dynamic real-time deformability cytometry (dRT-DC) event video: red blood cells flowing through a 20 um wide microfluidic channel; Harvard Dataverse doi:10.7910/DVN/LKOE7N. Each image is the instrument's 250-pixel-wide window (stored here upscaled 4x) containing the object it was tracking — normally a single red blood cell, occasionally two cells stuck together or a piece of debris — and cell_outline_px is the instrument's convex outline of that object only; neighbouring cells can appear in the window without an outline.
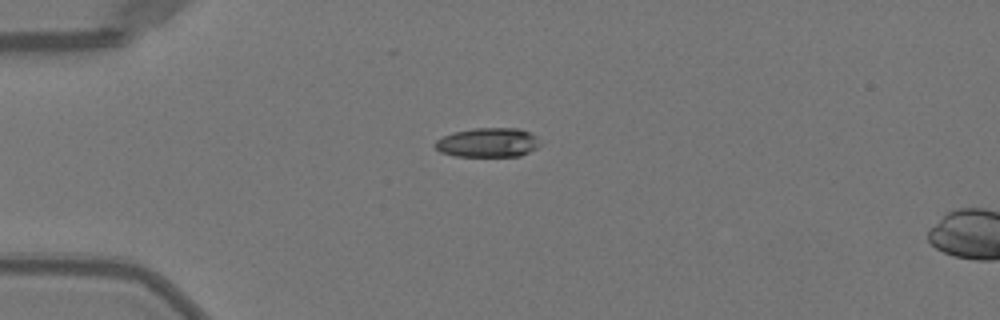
{"species": "Egyptian fruit bat (a non-hibernating species)", "species_latin": "Rousettus aegyptiacus", "temperature_condition": "warm", "stored_images_in_passage": 4, "camera_frame_rate_fps": 3000, "um_per_image_px": 0.085, "animal": {"sex": "female"}, "frame": {"image": 1, "passage_image": 1, "time_ms": 0.0, "image_size_px": [1000, 320], "cell_outline_px": [[540, 144], [536, 148], [520, 156], [456, 156], [440, 152], [432, 144], [436, 140], [452, 132], [472, 128], [516, 128], [528, 132], [536, 136]], "centroid_in_image_um": [41.43, 12.11], "position_along_channel_um": 43.6, "area_um2": 17.92}}